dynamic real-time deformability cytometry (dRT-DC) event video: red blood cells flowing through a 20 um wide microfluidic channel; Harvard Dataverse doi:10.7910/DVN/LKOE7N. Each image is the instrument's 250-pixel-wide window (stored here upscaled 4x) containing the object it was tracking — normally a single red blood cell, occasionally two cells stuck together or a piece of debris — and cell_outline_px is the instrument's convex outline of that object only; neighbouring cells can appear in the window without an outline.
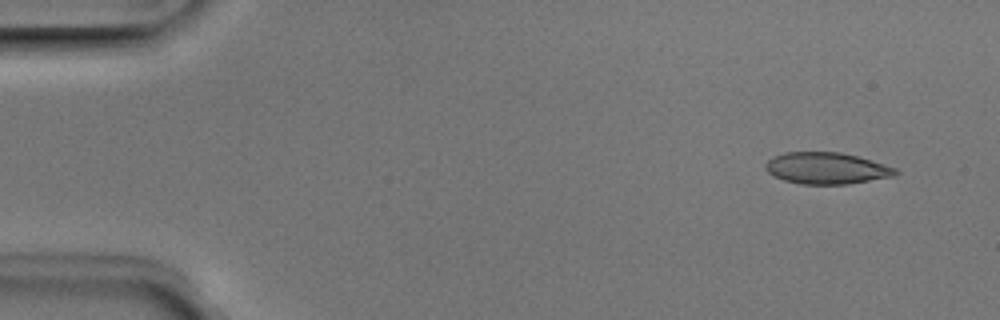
{"species": "Egyptian fruit bat (a non-hibernating species)", "species_latin": "Rousettus aegyptiacus", "temperature_condition": "room temperature", "stored_images_in_passage": 3, "camera_frame_rate_fps": 3000, "um_per_image_px": 0.085, "animal": {"sex": "male"}, "frame": {"image": 1, "passage_image": 1, "time_ms": 0.0, "image_size_px": [1000, 320], "cell_outline_px": [[900, 172], [892, 176], [848, 184], [800, 184], [784, 180], [772, 176], [764, 168], [764, 164], [772, 156], [784, 152], [840, 152], [856, 156], [896, 168]], "centroid_in_image_um": [70.19, 14.3], "position_along_channel_um": 14.8, "area_um2": 23.87}}